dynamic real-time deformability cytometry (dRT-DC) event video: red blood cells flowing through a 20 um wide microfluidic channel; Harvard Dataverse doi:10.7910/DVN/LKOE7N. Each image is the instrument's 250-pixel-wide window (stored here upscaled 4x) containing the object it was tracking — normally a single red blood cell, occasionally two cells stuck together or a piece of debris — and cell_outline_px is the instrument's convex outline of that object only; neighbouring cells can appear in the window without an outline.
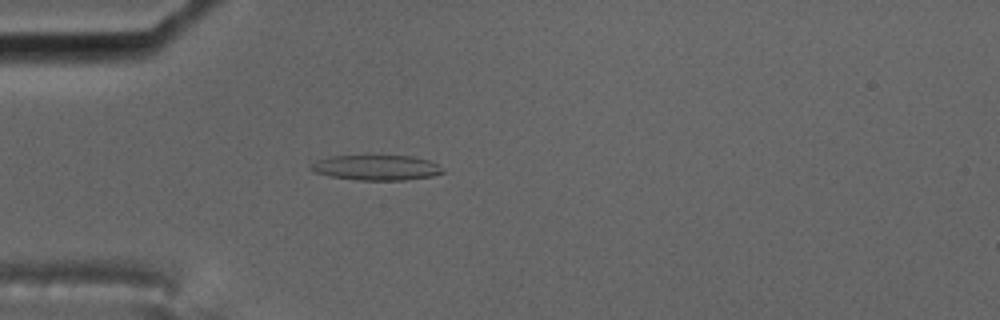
{"species": "common noctule bat (a hibernating species)", "species_latin": "Nyctalus noctula", "temperature_condition": "cold", "stored_images_in_passage": 58, "camera_frame_rate_fps": 3000, "um_per_image_px": 0.085, "animal": {"sex": "male", "body_mass_g": 17.5, "forearm_length_mm": 52.3}, "frame": {"image": 1, "passage_image": 17, "time_ms": 5.333, "image_size_px": [1000, 320], "cell_outline_px": [[444, 172], [432, 176], [404, 180], [356, 180], [328, 176], [312, 172], [308, 168], [308, 164], [316, 160], [332, 156], [412, 156], [428, 160], [444, 168]], "centroid_in_image_um": [31.92, 14.25], "position_along_channel_um": 53.1, "area_um2": 19.54}, "authors_computed_cell_mechanics": {"area_um2": 19.7965, "velocity_mm_per_s": 3.5081, "shape_relaxation_time_tau1_ms": null, "shape_relaxation_time_tau2_ms": 3.4062, "deformation_change_tau1": null, "deformation_change_tau2": 0.0963}}